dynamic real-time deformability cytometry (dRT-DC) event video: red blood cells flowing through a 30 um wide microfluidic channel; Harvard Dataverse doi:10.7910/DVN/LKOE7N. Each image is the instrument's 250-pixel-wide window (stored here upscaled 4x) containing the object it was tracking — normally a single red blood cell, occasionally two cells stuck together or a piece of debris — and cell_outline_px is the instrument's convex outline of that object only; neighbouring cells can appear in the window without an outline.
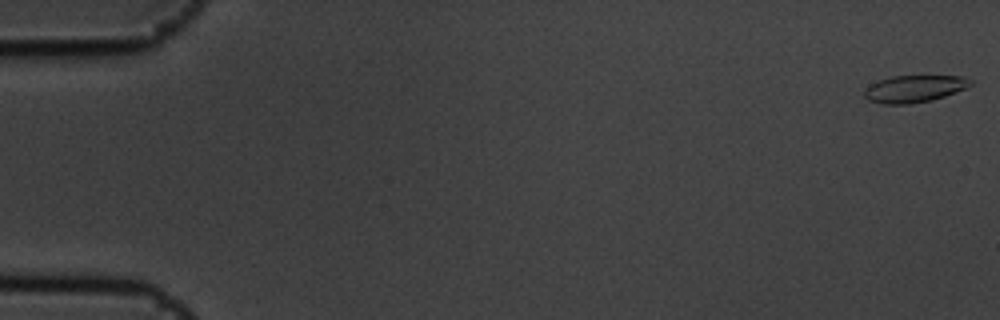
{"species": "common noctule bat (a hibernating species)", "species_latin": "Nyctalus noctula", "temperature_condition": "cold", "stored_images_in_passage": 56, "camera_frame_rate_fps": 3000, "um_per_image_px": 0.085, "animal": {"sex": "male", "body_mass_g": 19.5, "forearm_length_mm": 54.6}, "frame": {"image": 1, "passage_image": 1, "time_ms": 0.0, "image_size_px": [1000, 320], "cell_outline_px": [[972, 84], [964, 88], [944, 96], [932, 100], [912, 104], [884, 104], [868, 100], [864, 96], [864, 88], [880, 80], [892, 76], [964, 76], [972, 80]], "centroid_in_image_um": [77.69, 7.55], "position_along_channel_um": 7.3, "area_um2": 16.65}}
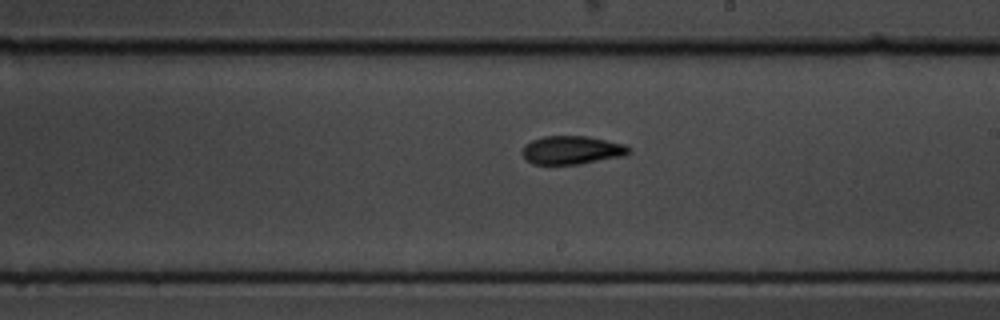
{"frame": {"image": 2, "passage_image": 33, "time_ms": 10.667, "image_size_px": [1000, 320], "cell_outline_px": [[632, 152], [624, 156], [580, 164], [532, 164], [520, 152], [524, 144], [532, 140], [544, 136], [588, 136], [624, 144], [632, 148]], "centroid_in_image_um": [48.62, 12.75], "position_along_channel_um": 240.4, "area_um2": 17.8}}
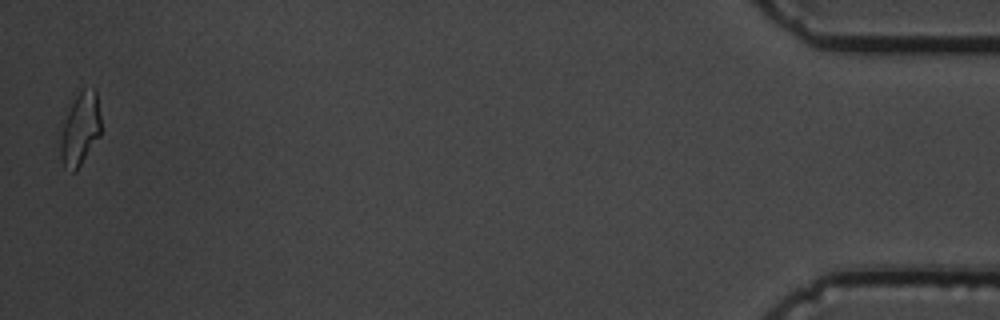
{"frame": {"image": 3, "passage_image": 56, "time_ms": 18.333, "image_size_px": [1000, 320], "cell_outline_px": [[100, 136], [80, 164], [72, 172], [64, 168], [60, 160], [56, 132], [68, 100], [84, 88], [96, 88], [100, 116]], "centroid_in_image_um": [6.69, 10.9], "position_along_channel_um": 428.5, "area_um2": 18.67}, "authors_computed_cell_mechanics": {"area_um2": 17.1088, "velocity_mm_per_s": 3.6008, "shape_relaxation_time_tau1_ms": 4.2708, "shape_relaxation_time_tau2_ms": 5.9002, "deformation_change_tau1": 0.125, "deformation_change_tau2": 0.1256}}